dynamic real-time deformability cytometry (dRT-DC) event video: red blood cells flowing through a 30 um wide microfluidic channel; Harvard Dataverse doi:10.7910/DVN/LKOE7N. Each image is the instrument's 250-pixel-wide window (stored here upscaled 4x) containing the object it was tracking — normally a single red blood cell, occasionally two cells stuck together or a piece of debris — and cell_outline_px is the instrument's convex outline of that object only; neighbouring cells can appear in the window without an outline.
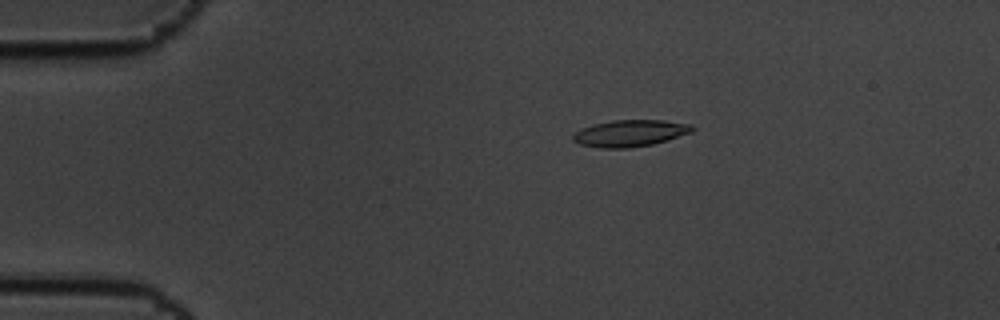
{"species": "common noctule bat (a hibernating species)", "species_latin": "Nyctalus noctula", "temperature_condition": "cold", "stored_images_in_passage": 4, "camera_frame_rate_fps": 3000, "um_per_image_px": 0.085, "animal": {"sex": "male", "body_mass_g": 19.5, "forearm_length_mm": 54.6}, "frame": {"image": 1, "passage_image": 2, "time_ms": 0.333, "image_size_px": [1000, 320], "cell_outline_px": [[696, 128], [692, 132], [652, 144], [628, 148], [600, 148], [580, 144], [572, 140], [572, 136], [580, 128], [592, 124], [612, 120], [664, 120], [692, 124]], "centroid_in_image_um": [53.54, 11.31], "position_along_channel_um": 31.5, "area_um2": 18.61}}